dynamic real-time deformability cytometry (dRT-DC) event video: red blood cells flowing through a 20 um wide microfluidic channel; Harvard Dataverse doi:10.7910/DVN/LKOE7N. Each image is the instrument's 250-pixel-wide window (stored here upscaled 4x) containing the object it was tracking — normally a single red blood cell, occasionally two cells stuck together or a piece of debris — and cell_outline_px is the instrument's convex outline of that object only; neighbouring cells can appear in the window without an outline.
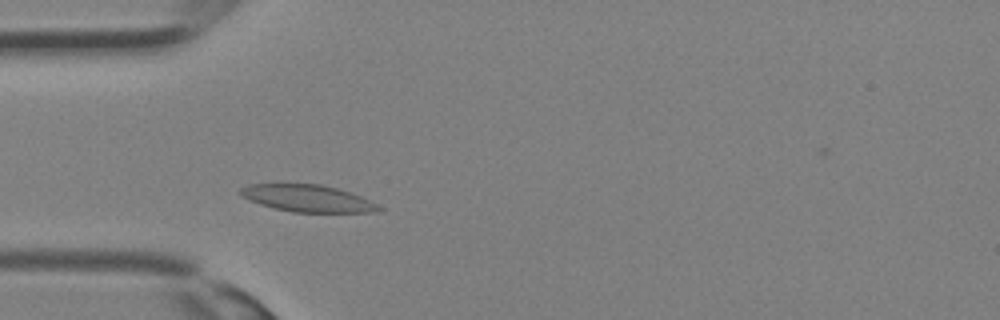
{"species": "Egyptian fruit bat (a non-hibernating species)", "species_latin": "Rousettus aegyptiacus", "temperature_condition": "room temperature", "stored_images_in_passage": 29, "camera_frame_rate_fps": 3000, "um_per_image_px": 0.085, "animal": {"sex": "female"}, "frame": {"image": 1, "passage_image": 6, "time_ms": 1.667, "image_size_px": [1000, 320], "cell_outline_px": [[384, 208], [376, 212], [292, 212], [272, 208], [260, 204], [244, 196], [240, 192], [240, 188], [248, 184], [280, 180], [320, 184], [336, 188], [360, 196]], "centroid_in_image_um": [26.05, 16.8], "position_along_channel_um": 58.9, "area_um2": 22.48}}
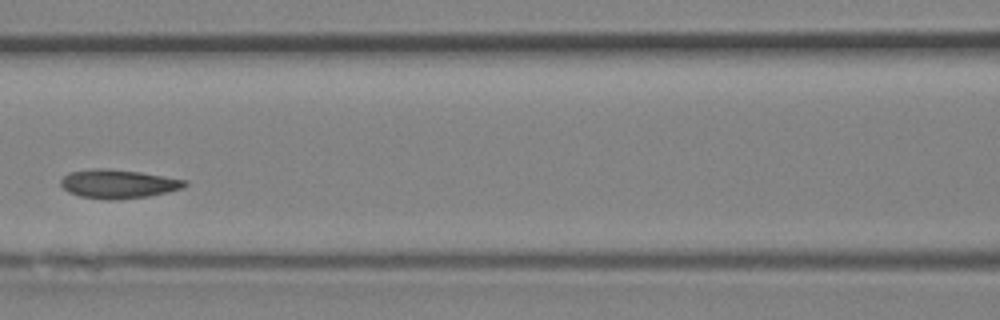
{"frame": {"image": 2, "passage_image": 11, "time_ms": 3.333, "image_size_px": [1000, 320], "cell_outline_px": [[188, 184], [180, 188], [168, 192], [148, 196], [112, 200], [108, 200], [80, 196], [68, 192], [60, 184], [60, 180], [68, 172], [96, 168], [108, 168], [140, 172], [188, 180]], "centroid_in_image_um": [10.03, 15.62], "position_along_channel_um": 156.6, "area_um2": 20.81}}
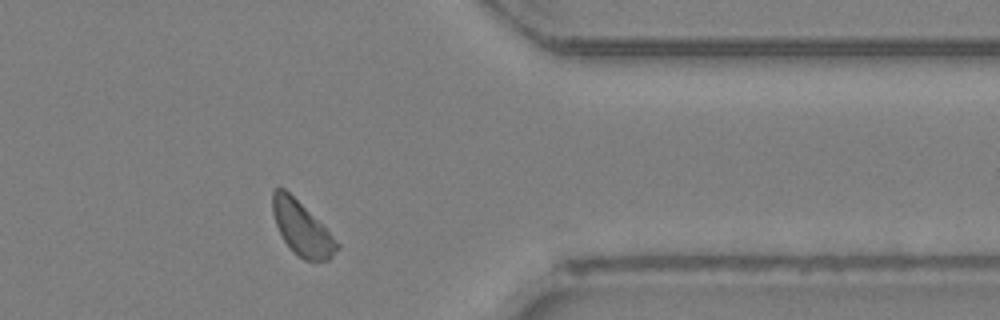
{"frame": {"image": 3, "passage_image": 23, "time_ms": 7.333, "image_size_px": [1000, 320], "cell_outline_px": [[340, 248], [328, 260], [304, 260], [284, 240], [276, 224], [272, 212], [272, 192], [276, 188], [284, 188], [340, 244]], "centroid_in_image_um": [25.64, 19.42], "position_along_channel_um": 385.8, "area_um2": 19.19}}